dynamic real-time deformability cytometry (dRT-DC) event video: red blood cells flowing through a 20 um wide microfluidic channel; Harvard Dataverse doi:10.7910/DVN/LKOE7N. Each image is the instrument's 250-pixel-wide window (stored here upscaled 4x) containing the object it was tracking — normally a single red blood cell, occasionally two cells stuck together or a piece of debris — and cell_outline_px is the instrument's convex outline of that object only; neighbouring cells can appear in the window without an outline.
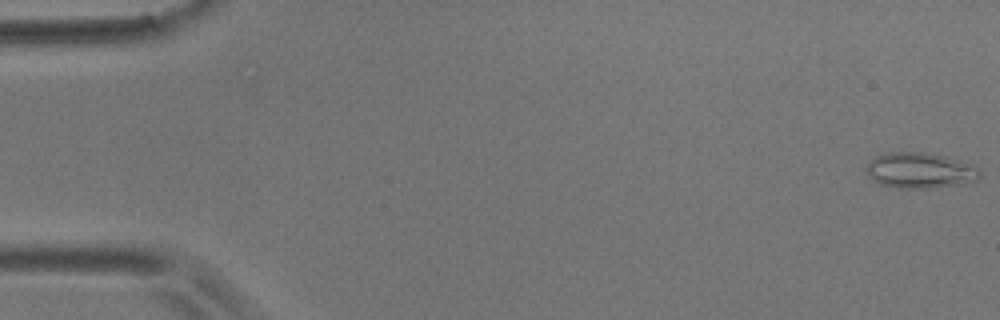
{"species": "common noctule bat (a hibernating species)", "species_latin": "Nyctalus noctula", "temperature_condition": "room temperature", "stored_images_in_passage": 56, "camera_frame_rate_fps": 3000, "um_per_image_px": 0.085, "animal": {"sex": "male", "body_mass_g": 17.9}, "frame": {"image": 1, "passage_image": 1, "time_ms": 0.0, "image_size_px": [1000, 320], "cell_outline_px": [[980, 176], [976, 180], [964, 184], [936, 188], [896, 188], [880, 184], [872, 180], [864, 168], [876, 156], [888, 152], [920, 152], [944, 156], [960, 160], [972, 164], [980, 168]], "centroid_in_image_um": [78.22, 14.5], "position_along_channel_um": 6.8, "area_um2": 23.81}}
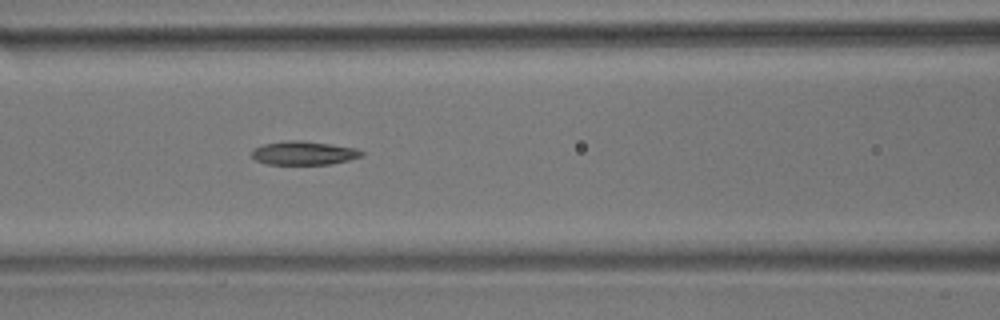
{"frame": {"image": 2, "passage_image": 24, "time_ms": 7.667, "image_size_px": [1000, 320], "cell_outline_px": [[364, 156], [332, 164], [268, 164], [256, 160], [252, 156], [252, 148], [264, 144], [288, 140], [304, 140], [332, 144], [356, 148], [364, 152]], "centroid_in_image_um": [25.84, 13.0], "position_along_channel_um": 140.8, "area_um2": 15.26}}
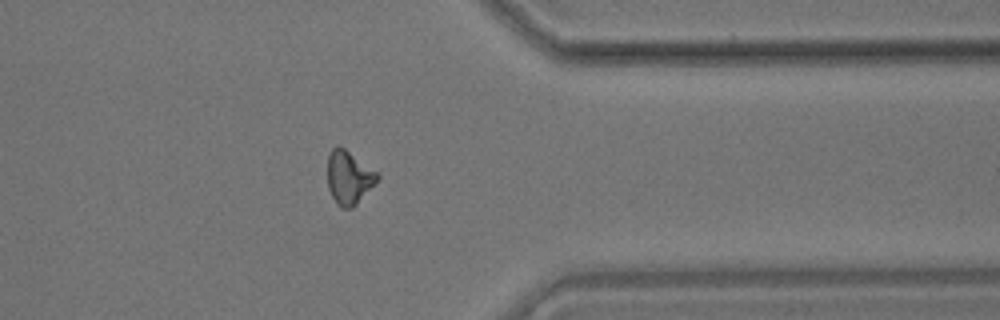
{"frame": {"image": 3, "passage_image": 45, "time_ms": 14.667, "image_size_px": [1000, 320], "cell_outline_px": [[380, 176], [356, 204], [352, 208], [340, 208], [336, 204], [328, 188], [328, 156], [332, 148], [336, 144], [344, 148], [380, 172]], "centroid_in_image_um": [29.65, 15.06], "position_along_channel_um": 381.7, "area_um2": 15.55}, "authors_computed_cell_mechanics": {"area_um2": 15.4326, "velocity_mm_per_s": 3.5859, "shape_relaxation_time_tau1_ms": 5.0701, "shape_relaxation_time_tau2_ms": 6.0404, "deformation_change_tau1": 0.1589, "deformation_change_tau2": 0.1518}}